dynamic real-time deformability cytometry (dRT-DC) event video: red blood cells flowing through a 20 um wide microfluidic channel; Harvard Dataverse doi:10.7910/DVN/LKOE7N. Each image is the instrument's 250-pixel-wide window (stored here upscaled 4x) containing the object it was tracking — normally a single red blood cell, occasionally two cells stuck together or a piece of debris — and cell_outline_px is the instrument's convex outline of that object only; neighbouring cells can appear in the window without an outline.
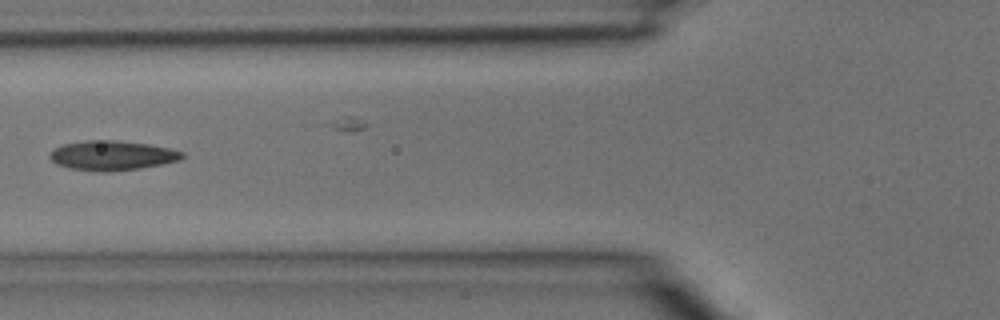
{"species": "common noctule bat (a hibernating species)", "species_latin": "Nyctalus noctula", "temperature_condition": "room temperature", "stored_images_in_passage": 4, "camera_frame_rate_fps": 3000, "um_per_image_px": 0.085, "animal": {"sex": "male", "body_mass_g": 15.6}, "frame": {"image": 1, "passage_image": 4, "time_ms": 1.0, "image_size_px": [1000, 320], "cell_outline_px": [[184, 156], [180, 160], [140, 168], [108, 172], [100, 172], [68, 168], [56, 164], [48, 156], [56, 148], [64, 144], [84, 140], [112, 140], [148, 144], [168, 148], [184, 152]], "centroid_in_image_um": [9.51, 13.22], "position_along_channel_um": 116.3, "area_um2": 22.72}}